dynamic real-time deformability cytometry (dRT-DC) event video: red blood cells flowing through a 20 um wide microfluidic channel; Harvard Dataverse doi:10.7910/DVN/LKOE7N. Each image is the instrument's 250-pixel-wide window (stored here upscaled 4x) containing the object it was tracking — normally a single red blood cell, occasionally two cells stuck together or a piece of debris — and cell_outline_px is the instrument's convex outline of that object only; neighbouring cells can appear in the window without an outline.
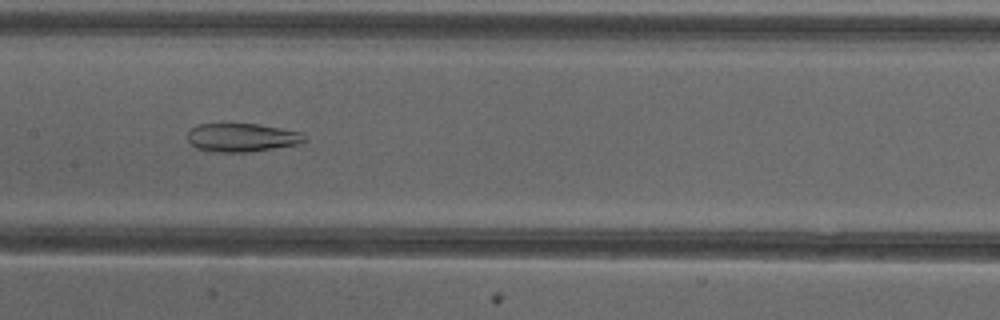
{"species": "common noctule bat (a hibernating species)", "species_latin": "Nyctalus noctula", "temperature_condition": "cold", "stored_images_in_passage": 52, "segment_of_instrument_passage": [2, 2], "camera_frame_rate_fps": 3000, "um_per_image_px": 0.085, "animal": {"sex": "female"}, "frame": {"image": 1, "passage_image": 26, "time_ms": 8.333, "image_size_px": [1000, 320], "cell_outline_px": [[308, 140], [296, 144], [248, 152], [212, 152], [196, 148], [188, 140], [188, 132], [196, 124], [256, 124], [304, 132], [308, 136]], "centroid_in_image_um": [20.58, 11.69], "position_along_channel_um": 186.8, "area_um2": 19.42}}
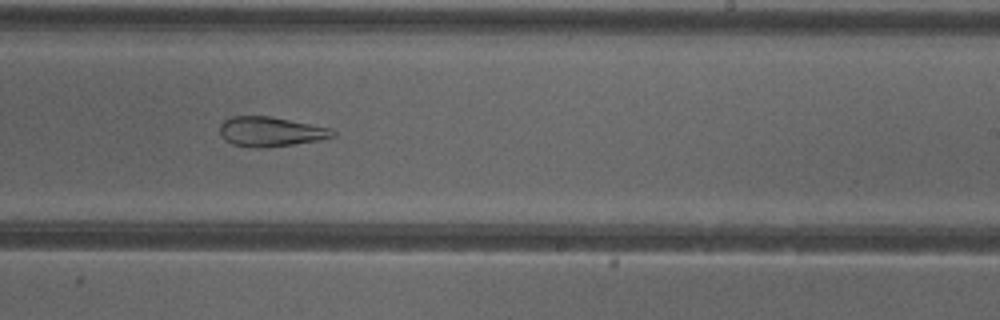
{"frame": {"image": 2, "passage_image": 32, "time_ms": 10.333, "image_size_px": [1000, 320], "cell_outline_px": [[336, 136], [320, 140], [292, 144], [256, 148], [232, 144], [224, 140], [220, 136], [220, 124], [224, 120], [232, 116], [272, 116], [332, 128], [336, 132]], "centroid_in_image_um": [23.01, 11.18], "position_along_channel_um": 266.0, "area_um2": 19.65}}
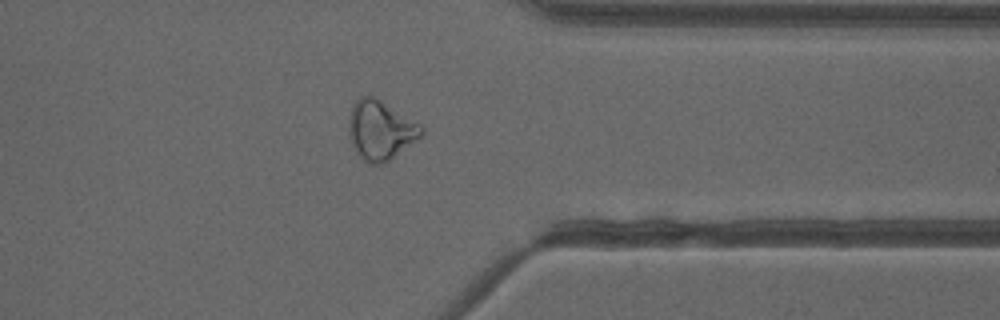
{"frame": {"image": 3, "passage_image": 41, "time_ms": 13.333, "image_size_px": [1000, 320], "cell_outline_px": [[424, 136], [420, 140], [384, 164], [368, 164], [356, 152], [352, 144], [348, 132], [348, 120], [352, 104], [360, 96], [376, 96], [420, 124], [424, 128]], "centroid_in_image_um": [32.37, 11.07], "position_along_channel_um": 379.0, "area_um2": 25.72}}